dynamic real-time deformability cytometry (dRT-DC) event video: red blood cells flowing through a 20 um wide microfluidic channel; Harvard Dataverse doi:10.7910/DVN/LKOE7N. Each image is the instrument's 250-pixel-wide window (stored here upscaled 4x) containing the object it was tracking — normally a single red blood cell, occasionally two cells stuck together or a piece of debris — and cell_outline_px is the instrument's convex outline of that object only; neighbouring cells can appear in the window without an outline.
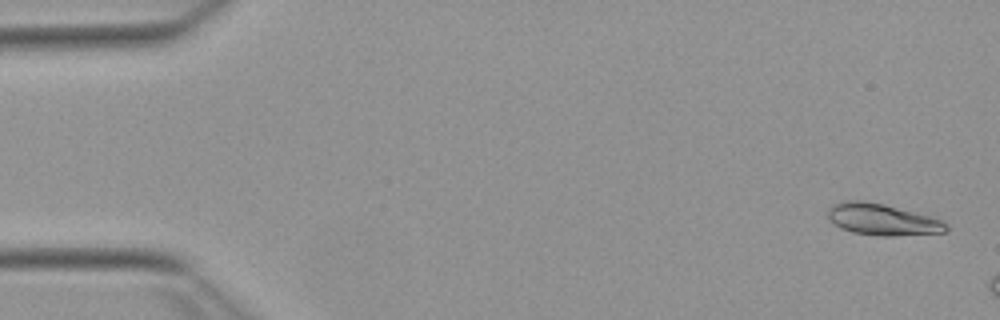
{"species": "Egyptian fruit bat (a non-hibernating species)", "species_latin": "Rousettus aegyptiacus", "temperature_condition": "warm", "stored_images_in_passage": 48, "camera_frame_rate_fps": 3000, "um_per_image_px": 0.085, "animal": {"sex": "female"}, "frame": {"image": 1, "passage_image": 2, "time_ms": 0.333, "image_size_px": [1000, 320], "cell_outline_px": [[948, 228], [944, 232], [892, 236], [880, 236], [852, 232], [840, 228], [832, 224], [828, 220], [828, 208], [832, 204], [848, 200], [860, 200], [884, 204], [932, 216], [948, 224]], "centroid_in_image_um": [74.96, 18.65], "position_along_channel_um": 10.0, "area_um2": 21.85}}
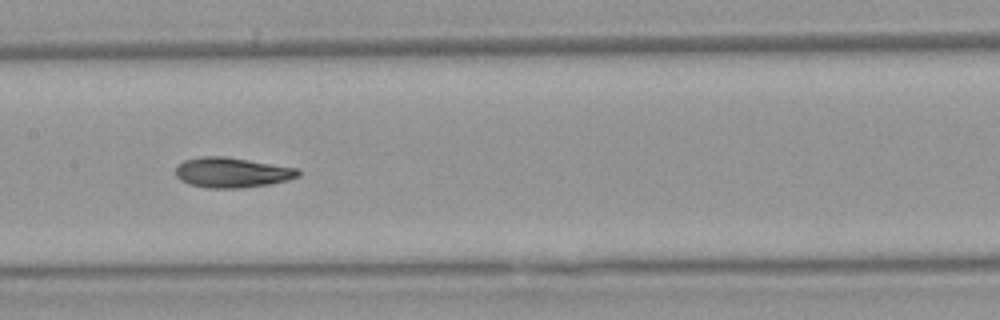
{"frame": {"image": 2, "passage_image": 26, "time_ms": 8.333, "image_size_px": [1000, 320], "cell_outline_px": [[300, 176], [288, 180], [268, 184], [240, 188], [208, 188], [188, 184], [180, 180], [176, 176], [176, 168], [184, 160], [200, 156], [224, 156], [300, 168]], "centroid_in_image_um": [19.73, 14.66], "position_along_channel_um": 187.7, "area_um2": 21.62}}
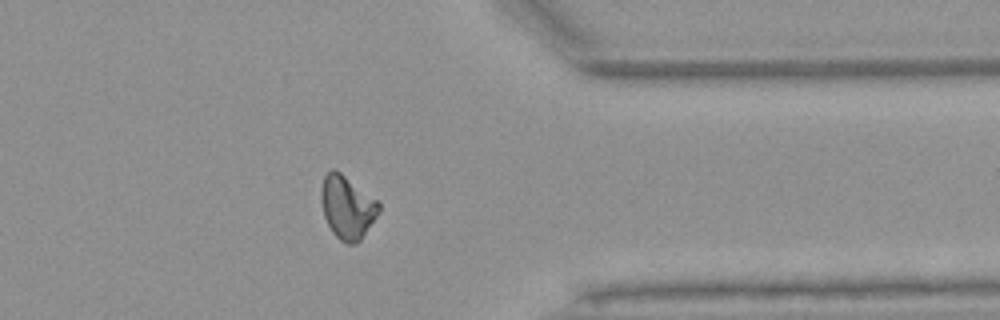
{"frame": {"image": 3, "passage_image": 42, "time_ms": 13.667, "image_size_px": [1000, 320], "cell_outline_px": [[380, 208], [376, 216], [360, 240], [356, 244], [348, 244], [340, 240], [332, 232], [324, 216], [320, 200], [320, 188], [324, 176], [332, 168], [340, 172], [380, 200]], "centroid_in_image_um": [29.51, 17.59], "position_along_channel_um": 381.9, "area_um2": 21.39}, "authors_computed_cell_mechanics": {"area_um2": 21.097, "velocity_mm_per_s": 3.8707, "shape_relaxation_time_tau1_ms": 9.2502, "shape_relaxation_time_tau2_ms": 2.8143, "deformation_change_tau1": 0.2459, "deformation_change_tau2": 0.0774}}